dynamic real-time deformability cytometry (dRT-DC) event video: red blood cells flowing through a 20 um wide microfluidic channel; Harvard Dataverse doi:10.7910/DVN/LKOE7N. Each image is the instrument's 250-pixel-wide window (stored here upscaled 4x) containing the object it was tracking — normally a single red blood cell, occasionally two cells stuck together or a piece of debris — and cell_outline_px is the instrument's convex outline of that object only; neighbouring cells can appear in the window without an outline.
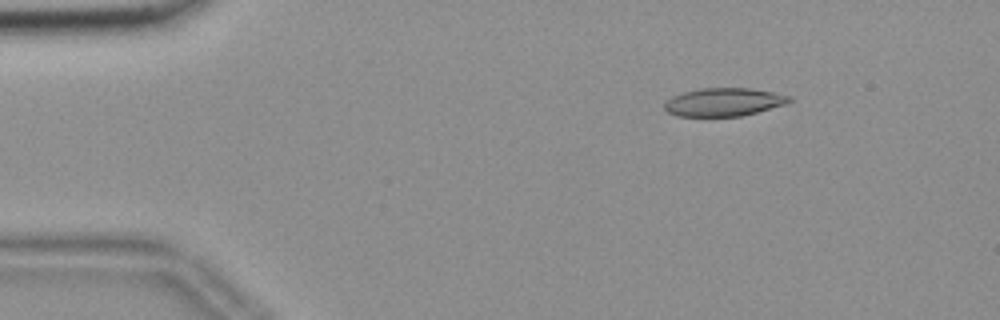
{"species": "common noctule bat (a hibernating species)", "species_latin": "Nyctalus noctula", "temperature_condition": "room temperature", "stored_images_in_passage": 49, "camera_frame_rate_fps": 3000, "um_per_image_px": 0.085, "animal": {"sex": "female", "body_mass_g": 18.4}, "frame": {"image": 1, "passage_image": 1, "time_ms": 0.0, "image_size_px": [1000, 320], "cell_outline_px": [[792, 100], [784, 104], [756, 112], [740, 116], [676, 116], [668, 112], [664, 108], [664, 104], [672, 96], [684, 92], [700, 88], [752, 88], [792, 96]], "centroid_in_image_um": [61.51, 8.67], "position_along_channel_um": 23.5, "area_um2": 20.35}}
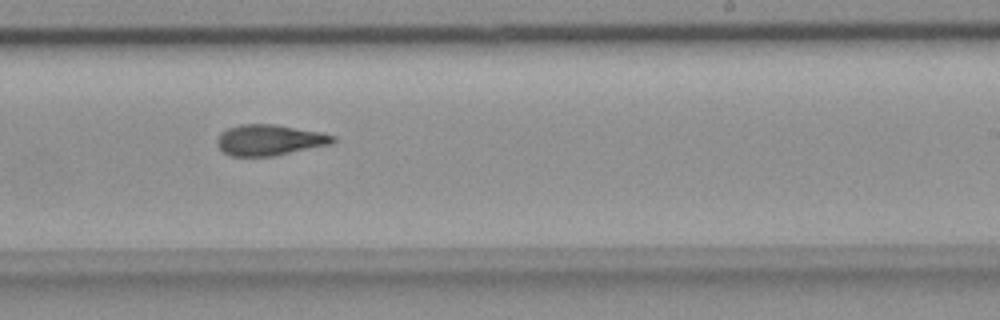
{"frame": {"image": 2, "passage_image": 27, "time_ms": 8.667, "image_size_px": [1000, 320], "cell_outline_px": [[336, 140], [332, 144], [276, 156], [232, 156], [224, 152], [216, 144], [216, 140], [220, 132], [228, 128], [240, 124], [272, 124], [320, 132], [336, 136]], "centroid_in_image_um": [22.91, 11.91], "position_along_channel_um": 266.1, "area_um2": 20.92}}
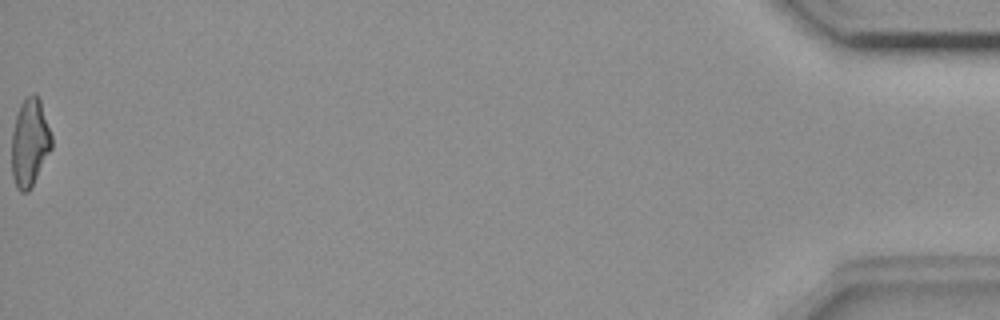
{"frame": {"image": 3, "passage_image": 49, "time_ms": 16.0, "image_size_px": [1000, 320], "cell_outline_px": [[52, 148], [28, 192], [20, 192], [16, 188], [12, 176], [12, 132], [16, 116], [20, 104], [32, 92], [36, 92], [40, 100], [52, 136]], "centroid_in_image_um": [2.53, 12.11], "position_along_channel_um": 432.7, "area_um2": 20.4}, "authors_computed_cell_mechanics": {"area_um2": 20.9236, "velocity_mm_per_s": 3.6591, "shape_relaxation_time_tau1_ms": null, "shape_relaxation_time_tau2_ms": 3.3407, "deformation_change_tau1": null, "deformation_change_tau2": 0.123}}